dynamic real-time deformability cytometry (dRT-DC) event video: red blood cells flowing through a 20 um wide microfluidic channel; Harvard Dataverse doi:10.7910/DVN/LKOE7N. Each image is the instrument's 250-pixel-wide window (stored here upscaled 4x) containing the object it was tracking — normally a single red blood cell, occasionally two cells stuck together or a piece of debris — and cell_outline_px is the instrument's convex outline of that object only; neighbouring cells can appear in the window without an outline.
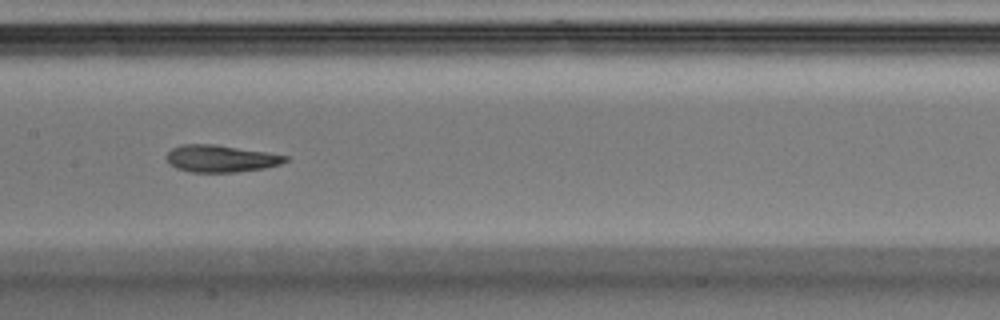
{"species": "Egyptian fruit bat (a non-hibernating species)", "species_latin": "Rousettus aegyptiacus", "temperature_condition": "warm", "stored_images_in_passage": 35, "camera_frame_rate_fps": 3000, "um_per_image_px": 0.085, "animal": {"sex": "male"}, "frame": {"image": 1, "passage_image": 11, "time_ms": 3.333, "image_size_px": [1000, 320], "cell_outline_px": [[288, 160], [280, 164], [264, 168], [236, 172], [188, 172], [176, 168], [168, 160], [168, 152], [172, 148], [180, 144], [216, 144], [288, 156]], "centroid_in_image_um": [18.76, 13.48], "position_along_channel_um": 188.6, "area_um2": 18.55}, "authors_computed_cell_mechanics": {"area_um2": 19.4786, "velocity_mm_per_s": 4.1164, "shape_relaxation_time_tau1_ms": 2.9445, "shape_relaxation_time_tau2_ms": 1.8928, "deformation_change_tau1": 0.1536, "deformation_change_tau2": 0.0959}}